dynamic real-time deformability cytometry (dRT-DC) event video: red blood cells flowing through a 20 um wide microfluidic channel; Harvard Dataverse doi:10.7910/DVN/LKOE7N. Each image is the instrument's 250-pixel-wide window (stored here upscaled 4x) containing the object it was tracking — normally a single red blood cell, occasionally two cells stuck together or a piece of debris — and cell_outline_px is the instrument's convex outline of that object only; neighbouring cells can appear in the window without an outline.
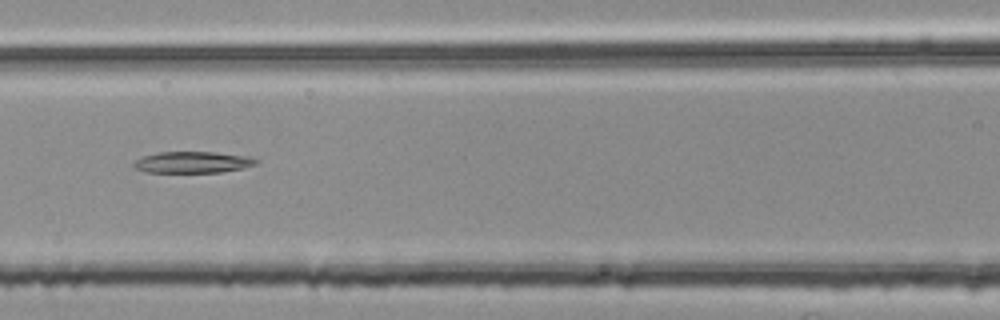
{"species": "common noctule bat (a hibernating species)", "species_latin": "Nyctalus noctula", "temperature_condition": "room temperature", "stored_images_in_passage": 42, "camera_frame_rate_fps": 3000, "um_per_image_px": 0.085, "animal": {"sex": "female", "body_mass_g": 25.1}, "frame": {"image": 1, "passage_image": 11, "time_ms": 3.333, "image_size_px": [1000, 320], "cell_outline_px": [[260, 160], [256, 164], [240, 168], [220, 172], [148, 172], [136, 168], [132, 164], [140, 156], [156, 152], [216, 152], [248, 156]], "centroid_in_image_um": [16.35, 13.77], "position_along_channel_um": 150.2, "area_um2": 15.2}}
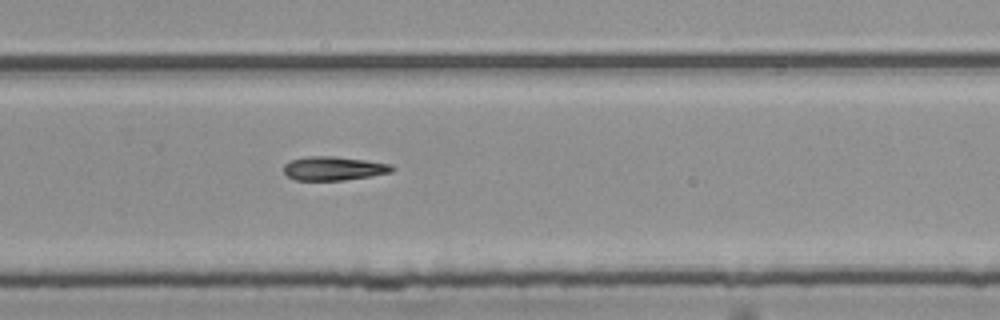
{"frame": {"image": 2, "passage_image": 23, "time_ms": 7.333, "image_size_px": [1000, 320], "cell_outline_px": [[396, 168], [392, 172], [372, 176], [344, 180], [296, 180], [288, 176], [284, 172], [284, 164], [288, 160], [308, 156], [332, 156], [364, 160], [392, 164]], "centroid_in_image_um": [28.37, 14.31], "position_along_channel_um": 301.4, "area_um2": 15.14}}
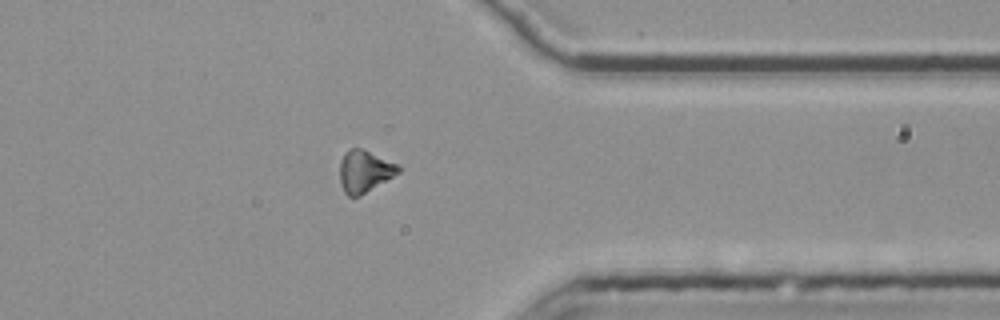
{"frame": {"image": 3, "passage_image": 30, "time_ms": 9.667, "image_size_px": [1000, 320], "cell_outline_px": [[400, 172], [360, 196], [348, 196], [344, 192], [340, 184], [340, 160], [344, 152], [352, 148], [364, 148], [400, 164]], "centroid_in_image_um": [31.0, 14.53], "position_along_channel_um": 380.4, "area_um2": 14.62}}